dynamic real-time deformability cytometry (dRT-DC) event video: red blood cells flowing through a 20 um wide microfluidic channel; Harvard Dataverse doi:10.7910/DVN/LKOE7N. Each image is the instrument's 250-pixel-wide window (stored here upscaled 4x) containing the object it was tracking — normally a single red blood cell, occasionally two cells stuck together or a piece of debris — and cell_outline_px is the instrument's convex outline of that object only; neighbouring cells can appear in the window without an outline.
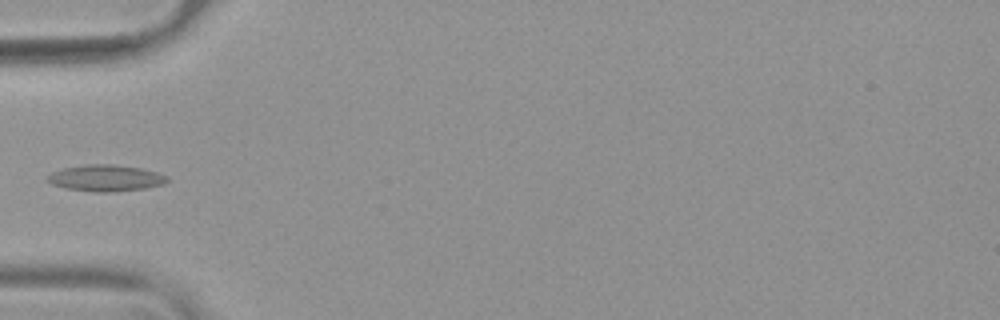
{"species": "common noctule bat (a hibernating species)", "species_latin": "Nyctalus noctula", "temperature_condition": "warm", "stored_images_in_passage": 34, "camera_frame_rate_fps": 3000, "um_per_image_px": 0.085, "animal": {"sex": "female", "body_mass_g": 19.9}, "frame": {"image": 1, "passage_image": 1, "time_ms": 0.0, "image_size_px": [1000, 320], "cell_outline_px": [[168, 180], [164, 184], [144, 188], [116, 192], [92, 192], [64, 188], [52, 184], [44, 180], [52, 172], [64, 168], [88, 164], [112, 164], [140, 168], [156, 172], [168, 176]], "centroid_in_image_um": [8.96, 15.14], "position_along_channel_um": 76.0, "area_um2": 18.5}}
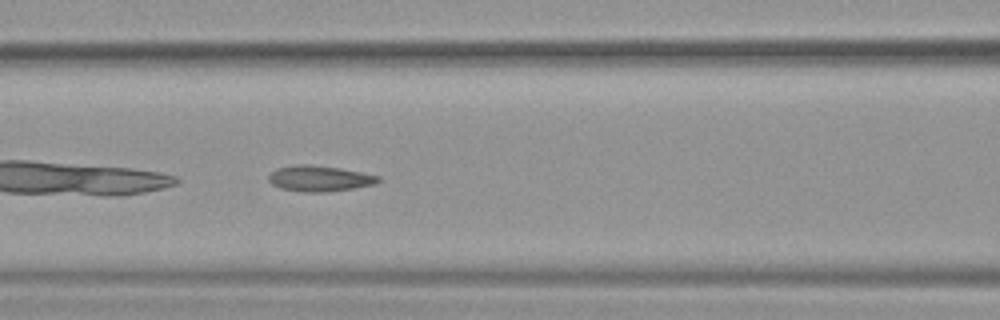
{"frame": {"image": 2, "passage_image": 6, "time_ms": 1.667, "image_size_px": [1000, 320], "cell_outline_px": [[380, 180], [376, 184], [328, 192], [304, 192], [280, 188], [272, 184], [268, 180], [268, 176], [276, 168], [296, 164], [308, 164], [340, 168], [380, 176]], "centroid_in_image_um": [27.14, 15.17], "position_along_channel_um": 139.5, "area_um2": 16.47}}
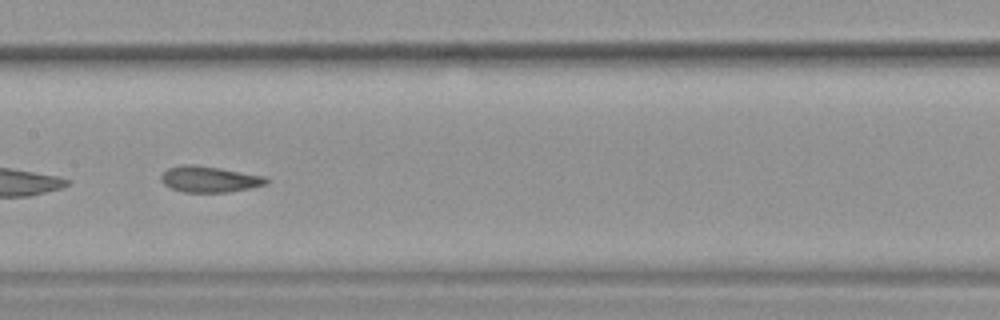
{"frame": {"image": 3, "passage_image": 10, "time_ms": 3.0, "image_size_px": [1000, 320], "cell_outline_px": [[268, 184], [228, 192], [184, 192], [172, 188], [164, 184], [160, 180], [160, 176], [168, 168], [180, 164], [192, 164], [220, 168], [264, 176], [268, 180]], "centroid_in_image_um": [17.77, 15.22], "position_along_channel_um": 189.6, "area_um2": 15.9}}